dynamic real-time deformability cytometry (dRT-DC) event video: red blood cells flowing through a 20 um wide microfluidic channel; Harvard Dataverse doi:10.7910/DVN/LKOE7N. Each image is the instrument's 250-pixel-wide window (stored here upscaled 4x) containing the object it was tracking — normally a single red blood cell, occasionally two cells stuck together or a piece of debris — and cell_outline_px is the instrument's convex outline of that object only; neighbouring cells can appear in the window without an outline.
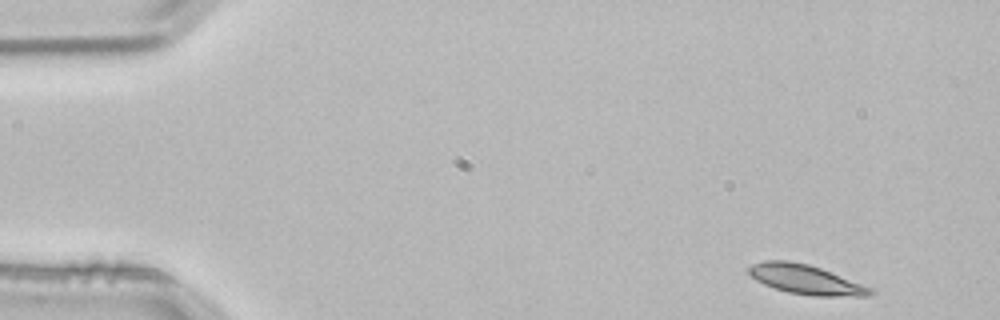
{"species": "common noctule bat (a hibernating species)", "species_latin": "Nyctalus noctula", "temperature_condition": "room temperature", "stored_images_in_passage": 3, "camera_frame_rate_fps": 3000, "um_per_image_px": 0.085, "animal": {"sex": "male", "body_mass_g": 21.5, "forearm_length_mm": 52.0}, "frame": {"image": 1, "passage_image": 1, "time_ms": 0.0, "image_size_px": [1000, 320], "cell_outline_px": [[876, 292], [868, 296], [816, 296], [788, 292], [764, 284], [756, 280], [748, 272], [748, 268], [752, 264], [764, 260], [788, 260], [808, 264], [820, 268], [872, 288]], "centroid_in_image_um": [68.48, 23.75], "position_along_channel_um": 16.5, "area_um2": 20.63}}
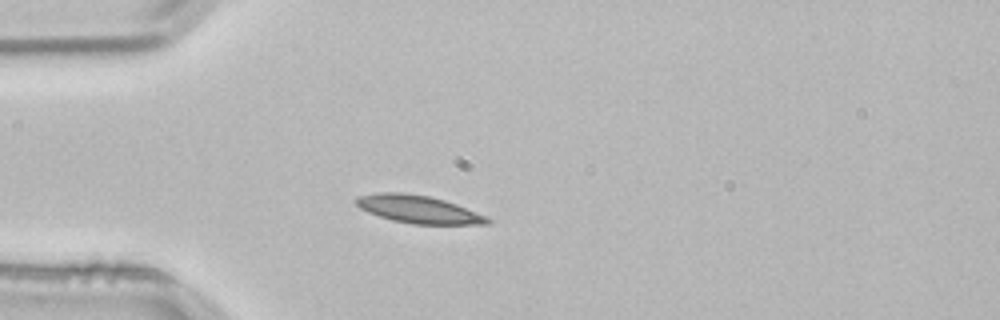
{"frame": {"image": 2, "passage_image": 3, "time_ms": 0.667, "image_size_px": [1000, 320], "cell_outline_px": [[492, 224], [412, 224], [392, 220], [368, 212], [360, 208], [352, 200], [360, 196], [380, 192], [404, 192], [428, 196], [444, 200], [456, 204], [488, 216], [492, 220]], "centroid_in_image_um": [35.59, 17.79], "position_along_channel_um": 49.4, "area_um2": 21.27}}